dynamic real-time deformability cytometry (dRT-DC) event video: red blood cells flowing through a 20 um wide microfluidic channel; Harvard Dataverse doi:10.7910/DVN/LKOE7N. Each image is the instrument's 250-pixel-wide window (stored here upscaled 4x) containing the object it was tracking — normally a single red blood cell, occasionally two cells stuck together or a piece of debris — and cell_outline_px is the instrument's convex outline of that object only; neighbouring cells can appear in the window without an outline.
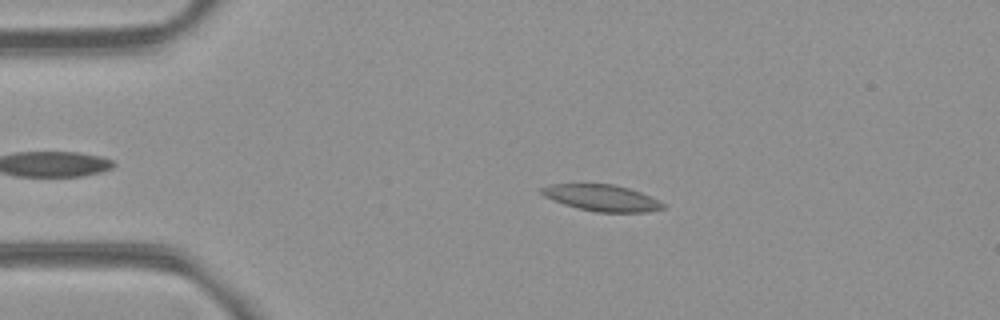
{"species": "common noctule bat (a hibernating species)", "species_latin": "Nyctalus noctula", "temperature_condition": "room temperature", "stored_images_in_passage": 49, "camera_frame_rate_fps": 3000, "um_per_image_px": 0.085, "animal": {"sex": "female", "body_mass_g": 21.9}, "frame": {"image": 1, "passage_image": 12, "time_ms": 3.667, "image_size_px": [1000, 320], "cell_outline_px": [[664, 208], [648, 212], [596, 212], [564, 204], [544, 196], [540, 192], [540, 188], [548, 184], [612, 184], [628, 188], [640, 192], [664, 204]], "centroid_in_image_um": [51.12, 16.81], "position_along_channel_um": 33.9, "area_um2": 18.38}}
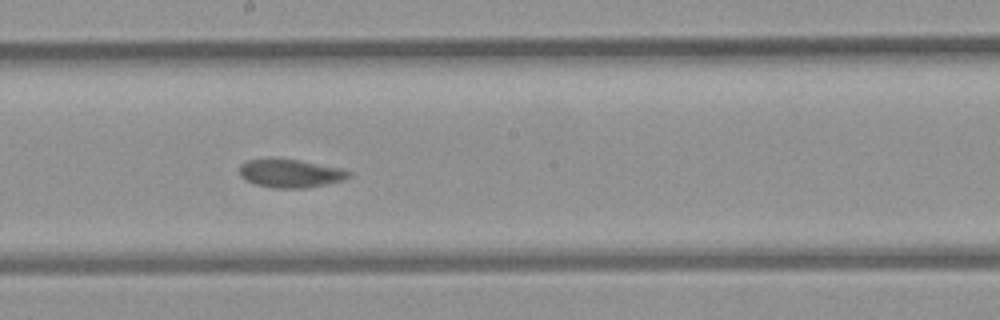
{"frame": {"image": 2, "passage_image": 30, "time_ms": 9.667, "image_size_px": [1000, 320], "cell_outline_px": [[352, 176], [344, 180], [328, 184], [308, 188], [272, 188], [256, 184], [244, 180], [240, 176], [240, 164], [248, 160], [268, 156], [272, 156], [300, 160], [344, 168], [352, 172]], "centroid_in_image_um": [24.7, 14.7], "position_along_channel_um": 223.5, "area_um2": 18.9}}
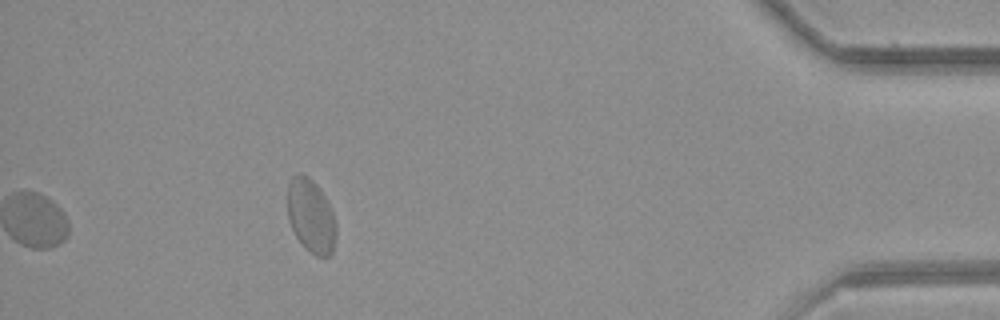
{"frame": {"image": 3, "passage_image": 49, "time_ms": 16.0, "image_size_px": [1000, 320], "cell_outline_px": [[336, 236], [332, 252], [328, 256], [316, 256], [296, 236], [292, 228], [288, 216], [288, 180], [292, 176], [300, 172], [308, 176], [316, 184], [324, 196], [332, 212], [336, 224]], "centroid_in_image_um": [26.42, 18.31], "position_along_channel_um": 408.8, "area_um2": 20.52}, "authors_computed_cell_mechanics": {"area_um2": 18.9006, "velocity_mm_per_s": 3.8809, "shape_relaxation_time_tau1_ms": 4.726, "shape_relaxation_time_tau2_ms": 2.5892, "deformation_change_tau1": 0.1145, "deformation_change_tau2": 0.0628}}